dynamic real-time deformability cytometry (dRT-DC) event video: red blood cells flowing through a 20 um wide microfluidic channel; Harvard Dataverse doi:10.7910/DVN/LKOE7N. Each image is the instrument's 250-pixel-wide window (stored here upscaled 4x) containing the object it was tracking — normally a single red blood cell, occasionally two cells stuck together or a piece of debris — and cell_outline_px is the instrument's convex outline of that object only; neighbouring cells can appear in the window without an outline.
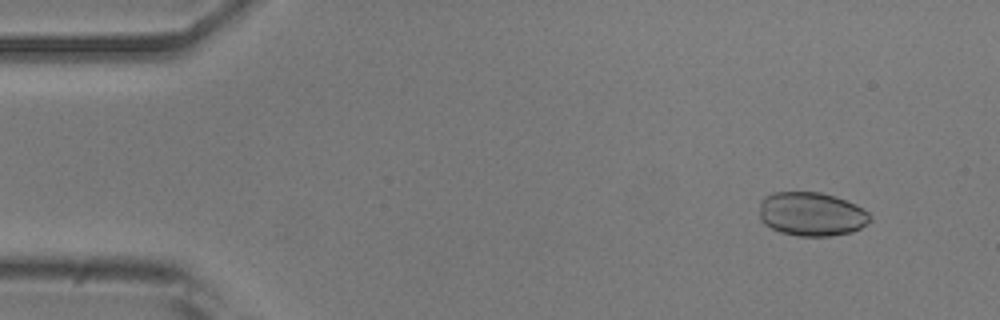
{"species": "common noctule bat (a hibernating species)", "species_latin": "Nyctalus noctula", "temperature_condition": "room temperature", "stored_images_in_passage": 5, "camera_frame_rate_fps": 3000, "um_per_image_px": 0.085, "animal": {"sex": "male", "body_mass_g": 20.5, "forearm_length_mm": 52.5}, "frame": {"image": 1, "passage_image": 2, "time_ms": 0.333, "image_size_px": [1000, 320], "cell_outline_px": [[872, 220], [860, 228], [852, 232], [832, 236], [796, 236], [780, 232], [764, 224], [760, 220], [760, 200], [764, 196], [772, 192], [820, 192], [836, 196], [856, 204], [864, 208], [872, 216]], "centroid_in_image_um": [68.99, 18.19], "position_along_channel_um": 16.0, "area_um2": 28.73}}
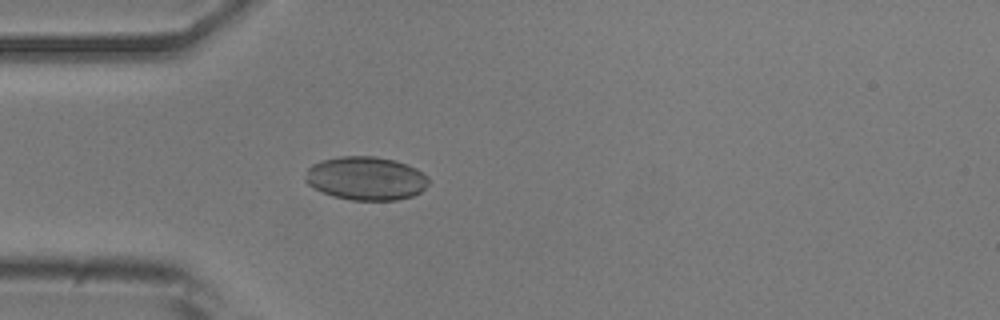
{"frame": {"image": 2, "passage_image": 5, "time_ms": 1.333, "image_size_px": [1000, 320], "cell_outline_px": [[428, 184], [420, 192], [412, 196], [396, 200], [352, 200], [332, 196], [308, 184], [304, 180], [304, 176], [308, 168], [312, 164], [320, 160], [340, 156], [376, 156], [396, 160], [416, 168], [428, 176]], "centroid_in_image_um": [31.1, 15.15], "position_along_channel_um": 53.9, "area_um2": 31.39}}